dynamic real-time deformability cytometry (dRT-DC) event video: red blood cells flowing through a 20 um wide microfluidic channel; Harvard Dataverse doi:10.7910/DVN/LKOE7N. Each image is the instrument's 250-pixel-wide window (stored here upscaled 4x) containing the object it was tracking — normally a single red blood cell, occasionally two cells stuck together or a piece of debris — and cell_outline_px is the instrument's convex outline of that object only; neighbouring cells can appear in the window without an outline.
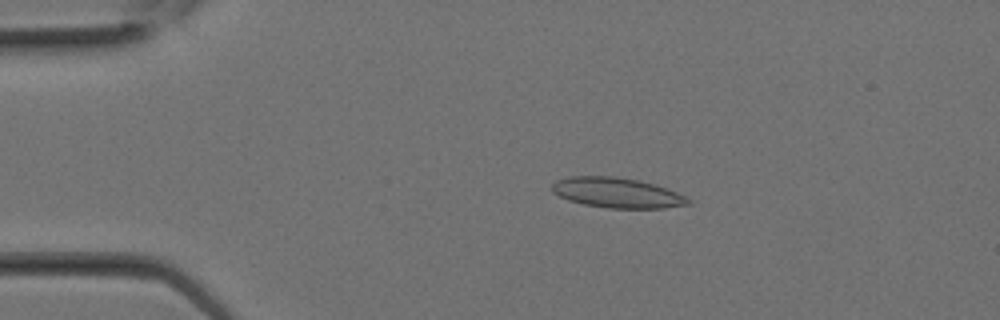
{"species": "Egyptian fruit bat (a non-hibernating species)", "species_latin": "Rousettus aegyptiacus", "temperature_condition": "room temperature", "stored_images_in_passage": 19, "camera_frame_rate_fps": 3000, "um_per_image_px": 0.085, "animal": {"sex": "female"}, "frame": {"image": 1, "passage_image": 6, "time_ms": 1.667, "image_size_px": [1000, 320], "cell_outline_px": [[692, 204], [664, 208], [608, 208], [584, 204], [568, 200], [552, 192], [552, 184], [556, 180], [568, 176], [616, 176], [640, 180], [668, 188], [692, 200]], "centroid_in_image_um": [52.46, 16.38], "position_along_channel_um": 32.5, "area_um2": 24.1}}
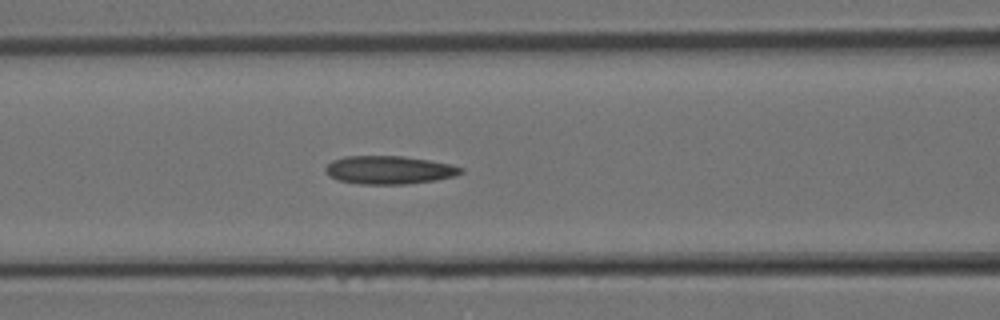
{"frame": {"image": 2, "passage_image": 12, "time_ms": 3.667, "image_size_px": [1000, 320], "cell_outline_px": [[464, 172], [456, 176], [436, 180], [408, 184], [360, 184], [340, 180], [328, 176], [324, 172], [324, 168], [332, 160], [344, 156], [404, 156], [452, 164], [464, 168]], "centroid_in_image_um": [33.09, 14.44], "position_along_channel_um": 133.5, "area_um2": 22.48}}
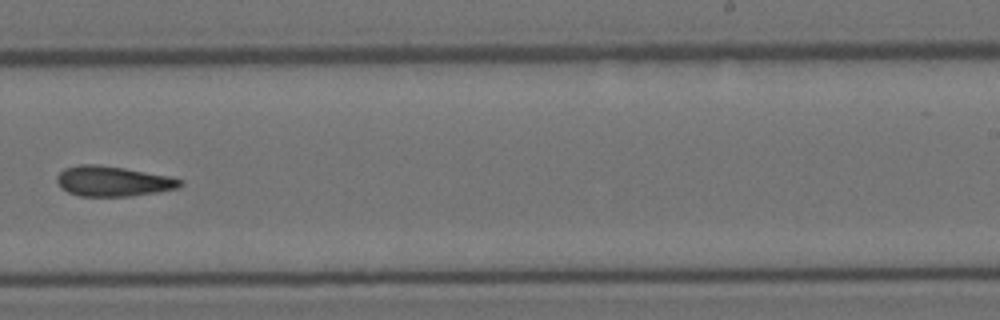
{"frame": {"image": 3, "passage_image": 18, "time_ms": 5.667, "image_size_px": [1000, 320], "cell_outline_px": [[184, 184], [176, 188], [156, 192], [128, 196], [80, 196], [68, 192], [60, 188], [56, 180], [56, 176], [64, 168], [80, 164], [100, 164], [124, 168], [168, 176], [184, 180]], "centroid_in_image_um": [9.56, 15.39], "position_along_channel_um": 279.4, "area_um2": 21.68}}